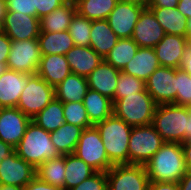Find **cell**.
I'll use <instances>...</instances> for the list:
<instances>
[{"instance_id":"obj_1","label":"cell","mask_w":191,"mask_h":190,"mask_svg":"<svg viewBox=\"0 0 191 190\" xmlns=\"http://www.w3.org/2000/svg\"><path fill=\"white\" fill-rule=\"evenodd\" d=\"M145 168L149 181L179 182L187 172L182 145L165 142L145 164Z\"/></svg>"},{"instance_id":"obj_2","label":"cell","mask_w":191,"mask_h":190,"mask_svg":"<svg viewBox=\"0 0 191 190\" xmlns=\"http://www.w3.org/2000/svg\"><path fill=\"white\" fill-rule=\"evenodd\" d=\"M188 107L177 104L157 105L152 125L164 142L182 144L188 140Z\"/></svg>"},{"instance_id":"obj_3","label":"cell","mask_w":191,"mask_h":190,"mask_svg":"<svg viewBox=\"0 0 191 190\" xmlns=\"http://www.w3.org/2000/svg\"><path fill=\"white\" fill-rule=\"evenodd\" d=\"M14 150L19 157L36 169L46 160L60 156L51 142L50 132L32 121L27 125L23 138Z\"/></svg>"},{"instance_id":"obj_4","label":"cell","mask_w":191,"mask_h":190,"mask_svg":"<svg viewBox=\"0 0 191 190\" xmlns=\"http://www.w3.org/2000/svg\"><path fill=\"white\" fill-rule=\"evenodd\" d=\"M102 142L109 160L115 164H129V138L132 126L114 114L97 123Z\"/></svg>"},{"instance_id":"obj_5","label":"cell","mask_w":191,"mask_h":190,"mask_svg":"<svg viewBox=\"0 0 191 190\" xmlns=\"http://www.w3.org/2000/svg\"><path fill=\"white\" fill-rule=\"evenodd\" d=\"M113 104V114L132 127L152 124L157 107L146 89L121 99H114Z\"/></svg>"},{"instance_id":"obj_6","label":"cell","mask_w":191,"mask_h":190,"mask_svg":"<svg viewBox=\"0 0 191 190\" xmlns=\"http://www.w3.org/2000/svg\"><path fill=\"white\" fill-rule=\"evenodd\" d=\"M152 124L132 127L129 138V164L145 165L164 144Z\"/></svg>"},{"instance_id":"obj_7","label":"cell","mask_w":191,"mask_h":190,"mask_svg":"<svg viewBox=\"0 0 191 190\" xmlns=\"http://www.w3.org/2000/svg\"><path fill=\"white\" fill-rule=\"evenodd\" d=\"M96 172H107L114 164L109 160L96 126L85 128L73 152Z\"/></svg>"},{"instance_id":"obj_8","label":"cell","mask_w":191,"mask_h":190,"mask_svg":"<svg viewBox=\"0 0 191 190\" xmlns=\"http://www.w3.org/2000/svg\"><path fill=\"white\" fill-rule=\"evenodd\" d=\"M53 99L55 88L38 74H32L20 95L17 108L32 120Z\"/></svg>"},{"instance_id":"obj_9","label":"cell","mask_w":191,"mask_h":190,"mask_svg":"<svg viewBox=\"0 0 191 190\" xmlns=\"http://www.w3.org/2000/svg\"><path fill=\"white\" fill-rule=\"evenodd\" d=\"M107 190H147L145 165L115 164L107 172Z\"/></svg>"},{"instance_id":"obj_10","label":"cell","mask_w":191,"mask_h":190,"mask_svg":"<svg viewBox=\"0 0 191 190\" xmlns=\"http://www.w3.org/2000/svg\"><path fill=\"white\" fill-rule=\"evenodd\" d=\"M41 53L38 39L11 40L7 67L25 74H37Z\"/></svg>"},{"instance_id":"obj_11","label":"cell","mask_w":191,"mask_h":190,"mask_svg":"<svg viewBox=\"0 0 191 190\" xmlns=\"http://www.w3.org/2000/svg\"><path fill=\"white\" fill-rule=\"evenodd\" d=\"M176 68H157L145 82L146 90L157 105L172 104L176 100Z\"/></svg>"},{"instance_id":"obj_12","label":"cell","mask_w":191,"mask_h":190,"mask_svg":"<svg viewBox=\"0 0 191 190\" xmlns=\"http://www.w3.org/2000/svg\"><path fill=\"white\" fill-rule=\"evenodd\" d=\"M0 29L11 40L37 39L40 34V19L21 12L7 11Z\"/></svg>"},{"instance_id":"obj_13","label":"cell","mask_w":191,"mask_h":190,"mask_svg":"<svg viewBox=\"0 0 191 190\" xmlns=\"http://www.w3.org/2000/svg\"><path fill=\"white\" fill-rule=\"evenodd\" d=\"M36 177V168L14 150L0 163V184L24 187Z\"/></svg>"},{"instance_id":"obj_14","label":"cell","mask_w":191,"mask_h":190,"mask_svg":"<svg viewBox=\"0 0 191 190\" xmlns=\"http://www.w3.org/2000/svg\"><path fill=\"white\" fill-rule=\"evenodd\" d=\"M30 122L31 119L17 107L0 108V140L15 149Z\"/></svg>"},{"instance_id":"obj_15","label":"cell","mask_w":191,"mask_h":190,"mask_svg":"<svg viewBox=\"0 0 191 190\" xmlns=\"http://www.w3.org/2000/svg\"><path fill=\"white\" fill-rule=\"evenodd\" d=\"M143 9L144 7L135 4L118 1L106 20L119 38H131Z\"/></svg>"},{"instance_id":"obj_16","label":"cell","mask_w":191,"mask_h":190,"mask_svg":"<svg viewBox=\"0 0 191 190\" xmlns=\"http://www.w3.org/2000/svg\"><path fill=\"white\" fill-rule=\"evenodd\" d=\"M166 35L152 10L144 8L135 24L132 39L139 47L154 48Z\"/></svg>"},{"instance_id":"obj_17","label":"cell","mask_w":191,"mask_h":190,"mask_svg":"<svg viewBox=\"0 0 191 190\" xmlns=\"http://www.w3.org/2000/svg\"><path fill=\"white\" fill-rule=\"evenodd\" d=\"M30 74L7 69L0 76V108L17 107Z\"/></svg>"},{"instance_id":"obj_18","label":"cell","mask_w":191,"mask_h":190,"mask_svg":"<svg viewBox=\"0 0 191 190\" xmlns=\"http://www.w3.org/2000/svg\"><path fill=\"white\" fill-rule=\"evenodd\" d=\"M188 41L186 37L180 35L166 34L154 47L160 66L179 69Z\"/></svg>"},{"instance_id":"obj_19","label":"cell","mask_w":191,"mask_h":190,"mask_svg":"<svg viewBox=\"0 0 191 190\" xmlns=\"http://www.w3.org/2000/svg\"><path fill=\"white\" fill-rule=\"evenodd\" d=\"M120 70L103 60L86 78L88 87L114 101Z\"/></svg>"},{"instance_id":"obj_20","label":"cell","mask_w":191,"mask_h":190,"mask_svg":"<svg viewBox=\"0 0 191 190\" xmlns=\"http://www.w3.org/2000/svg\"><path fill=\"white\" fill-rule=\"evenodd\" d=\"M71 73L87 77L104 59L90 46H73L66 54Z\"/></svg>"},{"instance_id":"obj_21","label":"cell","mask_w":191,"mask_h":190,"mask_svg":"<svg viewBox=\"0 0 191 190\" xmlns=\"http://www.w3.org/2000/svg\"><path fill=\"white\" fill-rule=\"evenodd\" d=\"M71 73L65 55H41L37 74L55 88Z\"/></svg>"},{"instance_id":"obj_22","label":"cell","mask_w":191,"mask_h":190,"mask_svg":"<svg viewBox=\"0 0 191 190\" xmlns=\"http://www.w3.org/2000/svg\"><path fill=\"white\" fill-rule=\"evenodd\" d=\"M159 67L160 64L154 48L139 47L122 72L146 82L149 76Z\"/></svg>"},{"instance_id":"obj_23","label":"cell","mask_w":191,"mask_h":190,"mask_svg":"<svg viewBox=\"0 0 191 190\" xmlns=\"http://www.w3.org/2000/svg\"><path fill=\"white\" fill-rule=\"evenodd\" d=\"M119 37L113 32L105 20L91 21L90 47L103 59L118 42Z\"/></svg>"},{"instance_id":"obj_24","label":"cell","mask_w":191,"mask_h":190,"mask_svg":"<svg viewBox=\"0 0 191 190\" xmlns=\"http://www.w3.org/2000/svg\"><path fill=\"white\" fill-rule=\"evenodd\" d=\"M88 89L86 77L70 73L55 87V98L62 103L83 102Z\"/></svg>"},{"instance_id":"obj_25","label":"cell","mask_w":191,"mask_h":190,"mask_svg":"<svg viewBox=\"0 0 191 190\" xmlns=\"http://www.w3.org/2000/svg\"><path fill=\"white\" fill-rule=\"evenodd\" d=\"M83 105L90 123L94 126L113 115V101L97 91L88 89L83 99Z\"/></svg>"},{"instance_id":"obj_26","label":"cell","mask_w":191,"mask_h":190,"mask_svg":"<svg viewBox=\"0 0 191 190\" xmlns=\"http://www.w3.org/2000/svg\"><path fill=\"white\" fill-rule=\"evenodd\" d=\"M75 13L76 5L74 0H68L61 7L40 19V31L62 32L68 30Z\"/></svg>"},{"instance_id":"obj_27","label":"cell","mask_w":191,"mask_h":190,"mask_svg":"<svg viewBox=\"0 0 191 190\" xmlns=\"http://www.w3.org/2000/svg\"><path fill=\"white\" fill-rule=\"evenodd\" d=\"M37 39L41 55H65L73 46H75L68 30L62 32L40 31Z\"/></svg>"},{"instance_id":"obj_28","label":"cell","mask_w":191,"mask_h":190,"mask_svg":"<svg viewBox=\"0 0 191 190\" xmlns=\"http://www.w3.org/2000/svg\"><path fill=\"white\" fill-rule=\"evenodd\" d=\"M154 13L166 34H174L186 37L187 17L184 16L177 7L159 8L149 7Z\"/></svg>"},{"instance_id":"obj_29","label":"cell","mask_w":191,"mask_h":190,"mask_svg":"<svg viewBox=\"0 0 191 190\" xmlns=\"http://www.w3.org/2000/svg\"><path fill=\"white\" fill-rule=\"evenodd\" d=\"M83 128L64 123L57 130L50 132L51 142L60 155L74 152L83 132Z\"/></svg>"},{"instance_id":"obj_30","label":"cell","mask_w":191,"mask_h":190,"mask_svg":"<svg viewBox=\"0 0 191 190\" xmlns=\"http://www.w3.org/2000/svg\"><path fill=\"white\" fill-rule=\"evenodd\" d=\"M96 171L74 153L65 155V190H70Z\"/></svg>"},{"instance_id":"obj_31","label":"cell","mask_w":191,"mask_h":190,"mask_svg":"<svg viewBox=\"0 0 191 190\" xmlns=\"http://www.w3.org/2000/svg\"><path fill=\"white\" fill-rule=\"evenodd\" d=\"M36 176L48 184L65 190V155L46 160L36 169Z\"/></svg>"},{"instance_id":"obj_32","label":"cell","mask_w":191,"mask_h":190,"mask_svg":"<svg viewBox=\"0 0 191 190\" xmlns=\"http://www.w3.org/2000/svg\"><path fill=\"white\" fill-rule=\"evenodd\" d=\"M31 121L47 132L57 130L61 125L65 123L63 103L56 98L53 99Z\"/></svg>"},{"instance_id":"obj_33","label":"cell","mask_w":191,"mask_h":190,"mask_svg":"<svg viewBox=\"0 0 191 190\" xmlns=\"http://www.w3.org/2000/svg\"><path fill=\"white\" fill-rule=\"evenodd\" d=\"M76 12L88 20H105L115 8L117 0H74Z\"/></svg>"},{"instance_id":"obj_34","label":"cell","mask_w":191,"mask_h":190,"mask_svg":"<svg viewBox=\"0 0 191 190\" xmlns=\"http://www.w3.org/2000/svg\"><path fill=\"white\" fill-rule=\"evenodd\" d=\"M139 46L132 38H119L116 45L106 55L104 60L111 66L122 71L126 64L134 57Z\"/></svg>"},{"instance_id":"obj_35","label":"cell","mask_w":191,"mask_h":190,"mask_svg":"<svg viewBox=\"0 0 191 190\" xmlns=\"http://www.w3.org/2000/svg\"><path fill=\"white\" fill-rule=\"evenodd\" d=\"M68 31L75 46H90L91 20L76 12L71 19Z\"/></svg>"},{"instance_id":"obj_36","label":"cell","mask_w":191,"mask_h":190,"mask_svg":"<svg viewBox=\"0 0 191 190\" xmlns=\"http://www.w3.org/2000/svg\"><path fill=\"white\" fill-rule=\"evenodd\" d=\"M65 123L79 126L83 129L93 126L87 116L83 102L63 103Z\"/></svg>"},{"instance_id":"obj_37","label":"cell","mask_w":191,"mask_h":190,"mask_svg":"<svg viewBox=\"0 0 191 190\" xmlns=\"http://www.w3.org/2000/svg\"><path fill=\"white\" fill-rule=\"evenodd\" d=\"M146 89L144 81L135 76L128 75L120 71L118 82L115 90L114 99H121L127 95L136 94Z\"/></svg>"},{"instance_id":"obj_38","label":"cell","mask_w":191,"mask_h":190,"mask_svg":"<svg viewBox=\"0 0 191 190\" xmlns=\"http://www.w3.org/2000/svg\"><path fill=\"white\" fill-rule=\"evenodd\" d=\"M177 94L173 104L191 107V77L182 69L176 70Z\"/></svg>"},{"instance_id":"obj_39","label":"cell","mask_w":191,"mask_h":190,"mask_svg":"<svg viewBox=\"0 0 191 190\" xmlns=\"http://www.w3.org/2000/svg\"><path fill=\"white\" fill-rule=\"evenodd\" d=\"M70 190H107L106 172H95Z\"/></svg>"},{"instance_id":"obj_40","label":"cell","mask_w":191,"mask_h":190,"mask_svg":"<svg viewBox=\"0 0 191 190\" xmlns=\"http://www.w3.org/2000/svg\"><path fill=\"white\" fill-rule=\"evenodd\" d=\"M67 1L68 0H32L33 9H36V17L39 19L58 9Z\"/></svg>"},{"instance_id":"obj_41","label":"cell","mask_w":191,"mask_h":190,"mask_svg":"<svg viewBox=\"0 0 191 190\" xmlns=\"http://www.w3.org/2000/svg\"><path fill=\"white\" fill-rule=\"evenodd\" d=\"M7 11L21 12L29 16H36L32 0H5Z\"/></svg>"},{"instance_id":"obj_42","label":"cell","mask_w":191,"mask_h":190,"mask_svg":"<svg viewBox=\"0 0 191 190\" xmlns=\"http://www.w3.org/2000/svg\"><path fill=\"white\" fill-rule=\"evenodd\" d=\"M23 190H63L59 187L53 186L41 180L39 177H35L29 183H27Z\"/></svg>"},{"instance_id":"obj_43","label":"cell","mask_w":191,"mask_h":190,"mask_svg":"<svg viewBox=\"0 0 191 190\" xmlns=\"http://www.w3.org/2000/svg\"><path fill=\"white\" fill-rule=\"evenodd\" d=\"M11 39L0 29V62H7Z\"/></svg>"},{"instance_id":"obj_44","label":"cell","mask_w":191,"mask_h":190,"mask_svg":"<svg viewBox=\"0 0 191 190\" xmlns=\"http://www.w3.org/2000/svg\"><path fill=\"white\" fill-rule=\"evenodd\" d=\"M179 69H182L191 77V41H188L185 45Z\"/></svg>"},{"instance_id":"obj_45","label":"cell","mask_w":191,"mask_h":190,"mask_svg":"<svg viewBox=\"0 0 191 190\" xmlns=\"http://www.w3.org/2000/svg\"><path fill=\"white\" fill-rule=\"evenodd\" d=\"M147 190H180L178 182L149 181Z\"/></svg>"},{"instance_id":"obj_46","label":"cell","mask_w":191,"mask_h":190,"mask_svg":"<svg viewBox=\"0 0 191 190\" xmlns=\"http://www.w3.org/2000/svg\"><path fill=\"white\" fill-rule=\"evenodd\" d=\"M179 0H150L149 7L159 8H175L178 5Z\"/></svg>"},{"instance_id":"obj_47","label":"cell","mask_w":191,"mask_h":190,"mask_svg":"<svg viewBox=\"0 0 191 190\" xmlns=\"http://www.w3.org/2000/svg\"><path fill=\"white\" fill-rule=\"evenodd\" d=\"M187 170H191V140H186L182 144Z\"/></svg>"},{"instance_id":"obj_48","label":"cell","mask_w":191,"mask_h":190,"mask_svg":"<svg viewBox=\"0 0 191 190\" xmlns=\"http://www.w3.org/2000/svg\"><path fill=\"white\" fill-rule=\"evenodd\" d=\"M177 9L188 18H191V0H179Z\"/></svg>"},{"instance_id":"obj_49","label":"cell","mask_w":191,"mask_h":190,"mask_svg":"<svg viewBox=\"0 0 191 190\" xmlns=\"http://www.w3.org/2000/svg\"><path fill=\"white\" fill-rule=\"evenodd\" d=\"M178 185L180 190H191V170H187L178 182Z\"/></svg>"},{"instance_id":"obj_50","label":"cell","mask_w":191,"mask_h":190,"mask_svg":"<svg viewBox=\"0 0 191 190\" xmlns=\"http://www.w3.org/2000/svg\"><path fill=\"white\" fill-rule=\"evenodd\" d=\"M14 151V148L11 147L9 144L0 140V163L4 158L10 155Z\"/></svg>"},{"instance_id":"obj_51","label":"cell","mask_w":191,"mask_h":190,"mask_svg":"<svg viewBox=\"0 0 191 190\" xmlns=\"http://www.w3.org/2000/svg\"><path fill=\"white\" fill-rule=\"evenodd\" d=\"M117 1L135 4L144 8H148L150 4V0H117Z\"/></svg>"},{"instance_id":"obj_52","label":"cell","mask_w":191,"mask_h":190,"mask_svg":"<svg viewBox=\"0 0 191 190\" xmlns=\"http://www.w3.org/2000/svg\"><path fill=\"white\" fill-rule=\"evenodd\" d=\"M6 12H7L6 2H5V0H0V26L2 25V23L4 21Z\"/></svg>"},{"instance_id":"obj_53","label":"cell","mask_w":191,"mask_h":190,"mask_svg":"<svg viewBox=\"0 0 191 190\" xmlns=\"http://www.w3.org/2000/svg\"><path fill=\"white\" fill-rule=\"evenodd\" d=\"M0 190H23V187L0 184Z\"/></svg>"},{"instance_id":"obj_54","label":"cell","mask_w":191,"mask_h":190,"mask_svg":"<svg viewBox=\"0 0 191 190\" xmlns=\"http://www.w3.org/2000/svg\"><path fill=\"white\" fill-rule=\"evenodd\" d=\"M186 38L191 41V18L187 19Z\"/></svg>"},{"instance_id":"obj_55","label":"cell","mask_w":191,"mask_h":190,"mask_svg":"<svg viewBox=\"0 0 191 190\" xmlns=\"http://www.w3.org/2000/svg\"><path fill=\"white\" fill-rule=\"evenodd\" d=\"M188 140H191V107H188Z\"/></svg>"},{"instance_id":"obj_56","label":"cell","mask_w":191,"mask_h":190,"mask_svg":"<svg viewBox=\"0 0 191 190\" xmlns=\"http://www.w3.org/2000/svg\"><path fill=\"white\" fill-rule=\"evenodd\" d=\"M8 69L7 62H0V76Z\"/></svg>"}]
</instances>
